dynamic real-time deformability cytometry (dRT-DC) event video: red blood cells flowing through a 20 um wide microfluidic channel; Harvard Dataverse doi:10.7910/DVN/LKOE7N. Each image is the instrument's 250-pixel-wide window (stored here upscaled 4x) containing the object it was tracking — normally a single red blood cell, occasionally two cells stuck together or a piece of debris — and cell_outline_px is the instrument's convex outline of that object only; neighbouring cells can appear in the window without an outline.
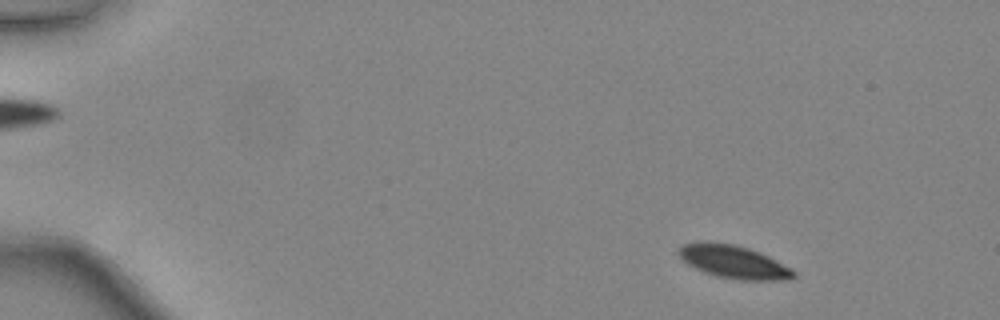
{"species": "common noctule bat (a hibernating species)", "species_latin": "Nyctalus noctula", "temperature_condition": "warm", "stored_images_in_passage": 45, "camera_frame_rate_fps": 3000, "um_per_image_px": 0.085, "animal": {"sex": "female", "body_mass_g": 24.6, "forearm_length_mm": 56.2}, "frame": {"image": 1, "passage_image": 4, "time_ms": 1.0, "image_size_px": [1000, 320], "cell_outline_px": [[796, 276], [792, 280], [740, 280], [716, 276], [704, 272], [688, 264], [676, 252], [680, 244], [700, 240], [708, 240], [732, 244], [748, 248], [760, 252], [792, 268], [796, 272]], "centroid_in_image_um": [62.34, 22.24], "position_along_channel_um": 22.7, "area_um2": 22.54}}
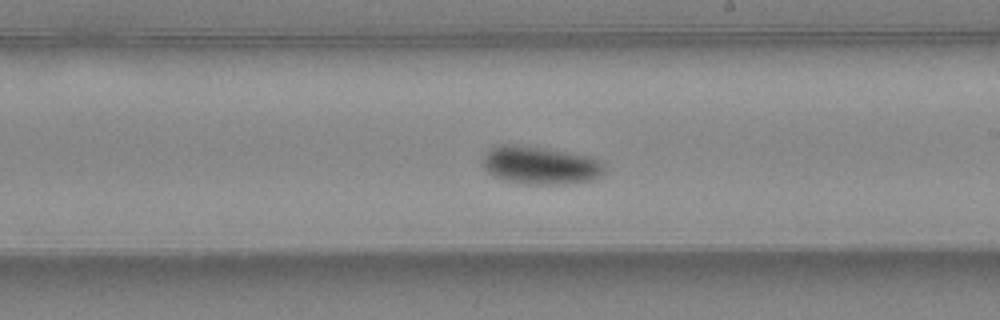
{"frame": {"image": 2, "passage_image": 27, "time_ms": 8.667, "image_size_px": [1000, 320], "cell_outline_px": [[604, 172], [596, 180], [564, 184], [520, 184], [504, 180], [492, 176], [484, 168], [480, 160], [484, 152], [488, 148], [500, 144], [508, 144], [544, 148], [592, 156], [600, 160], [604, 164]], "centroid_in_image_um": [45.89, 14.05], "position_along_channel_um": 243.1, "area_um2": 27.57}}
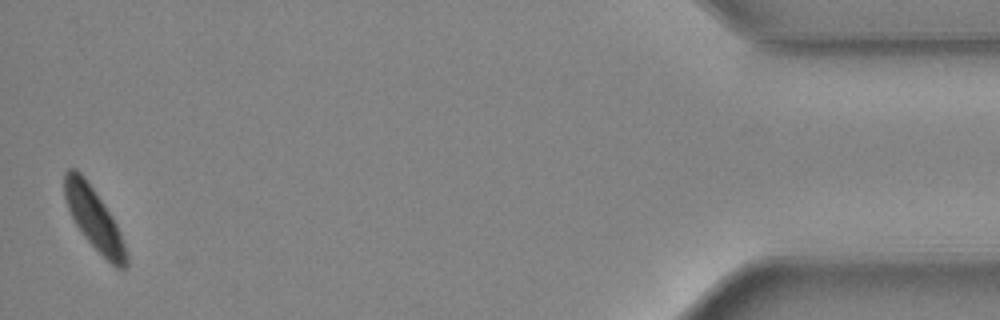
{"frame": {"image": 3, "passage_image": 45, "time_ms": 14.667, "image_size_px": [1000, 320], "cell_outline_px": [[128, 264], [124, 268], [116, 268], [84, 236], [76, 224], [68, 208], [64, 196], [64, 172], [68, 168], [76, 168], [84, 176], [104, 204], [112, 216], [120, 232], [128, 256]], "centroid_in_image_um": [7.98, 18.55], "position_along_channel_um": 427.2, "area_um2": 21.85}, "authors_computed_cell_mechanics": {"area_um2": 25.0852, "velocity_mm_per_s": 4.395, "shape_relaxation_time_tau1_ms": 2.4326, "shape_relaxation_time_tau2_ms": null, "deformation_change_tau1": 0.1264, "deformation_change_tau2": null}}